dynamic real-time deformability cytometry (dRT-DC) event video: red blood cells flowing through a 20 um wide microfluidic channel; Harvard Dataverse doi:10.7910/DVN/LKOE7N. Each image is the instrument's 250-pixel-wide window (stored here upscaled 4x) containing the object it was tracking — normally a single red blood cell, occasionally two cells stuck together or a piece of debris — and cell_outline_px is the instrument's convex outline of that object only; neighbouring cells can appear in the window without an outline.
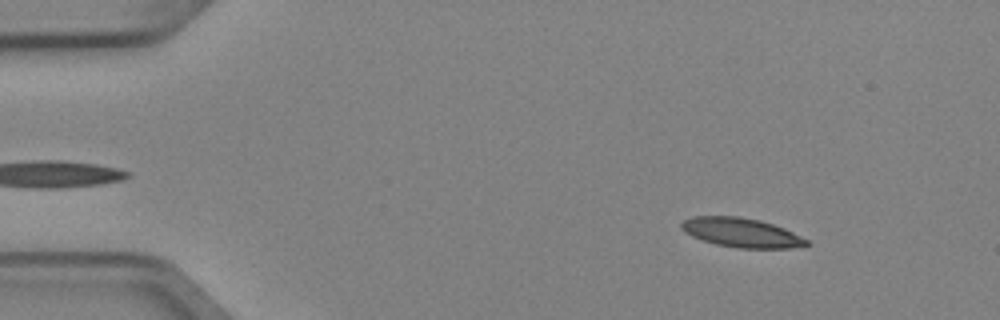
{"species": "Egyptian fruit bat (a non-hibernating species)", "species_latin": "Rousettus aegyptiacus", "temperature_condition": "cold", "stored_images_in_passage": 6, "camera_frame_rate_fps": 3000, "um_per_image_px": 0.085, "animal": {"sex": "female"}, "frame": {"image": 1, "passage_image": 1, "time_ms": 0.0, "image_size_px": [1000, 320], "cell_outline_px": [[812, 244], [788, 248], [736, 248], [716, 244], [692, 236], [684, 232], [680, 228], [680, 224], [684, 220], [696, 216], [736, 216], [760, 220], [784, 228], [808, 240]], "centroid_in_image_um": [63.01, 19.77], "position_along_channel_um": 22.0, "area_um2": 21.21}}
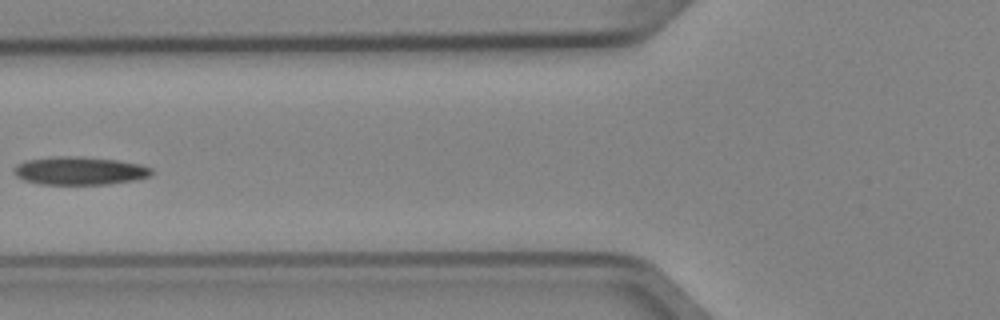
{"frame": {"image": 2, "passage_image": 5, "time_ms": 1.333, "image_size_px": [1000, 320], "cell_outline_px": [[152, 172], [148, 176], [136, 180], [108, 184], [40, 184], [24, 180], [16, 176], [16, 164], [28, 160], [52, 156], [80, 156], [116, 160], [140, 164], [152, 168]], "centroid_in_image_um": [6.78, 14.51], "position_along_channel_um": 119.0, "area_um2": 22.43}}
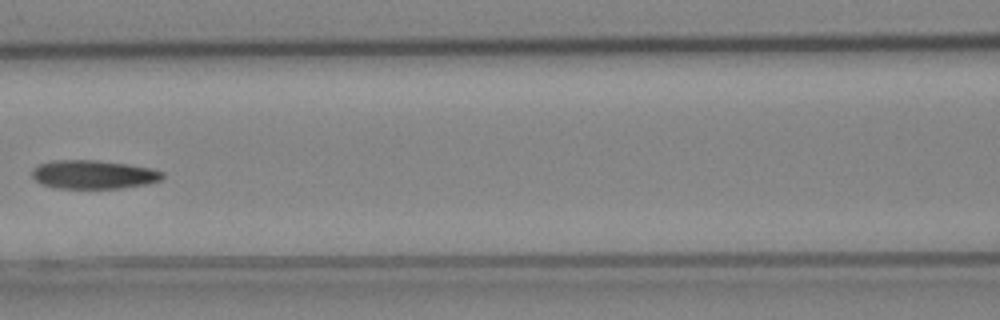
{"frame": {"image": 3, "passage_image": 6, "time_ms": 1.667, "image_size_px": [1000, 320], "cell_outline_px": [[164, 176], [160, 180], [148, 184], [124, 188], [52, 188], [40, 184], [32, 176], [32, 168], [40, 164], [52, 160], [96, 160], [128, 164], [152, 168], [164, 172]], "centroid_in_image_um": [7.95, 14.83], "position_along_channel_um": 158.7, "area_um2": 22.02}}